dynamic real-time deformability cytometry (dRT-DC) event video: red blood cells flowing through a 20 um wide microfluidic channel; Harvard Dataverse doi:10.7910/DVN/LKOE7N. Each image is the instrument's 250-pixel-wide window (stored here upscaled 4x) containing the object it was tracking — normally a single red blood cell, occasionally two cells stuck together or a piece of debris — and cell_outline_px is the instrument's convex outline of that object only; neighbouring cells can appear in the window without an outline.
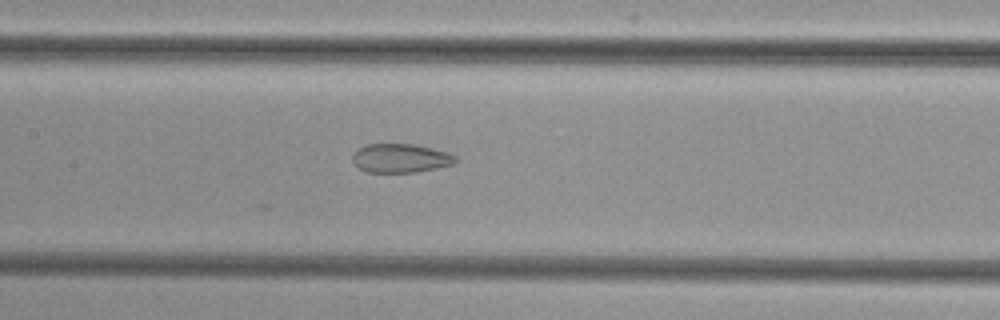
{"species": "common noctule bat (a hibernating species)", "species_latin": "Nyctalus noctula", "temperature_condition": "cold", "stored_images_in_passage": 37, "camera_frame_rate_fps": 3000, "um_per_image_px": 0.085, "animal": {"sex": "female", "body_mass_g": 29.2, "forearm_length_mm": 56.3}, "frame": {"image": 1, "passage_image": 19, "time_ms": 6.0, "image_size_px": [1000, 320], "cell_outline_px": [[456, 164], [416, 172], [368, 172], [360, 168], [352, 160], [352, 156], [360, 148], [368, 144], [412, 144], [432, 148], [448, 152], [456, 156]], "centroid_in_image_um": [34.09, 13.45], "position_along_channel_um": 173.3, "area_um2": 17.17}}
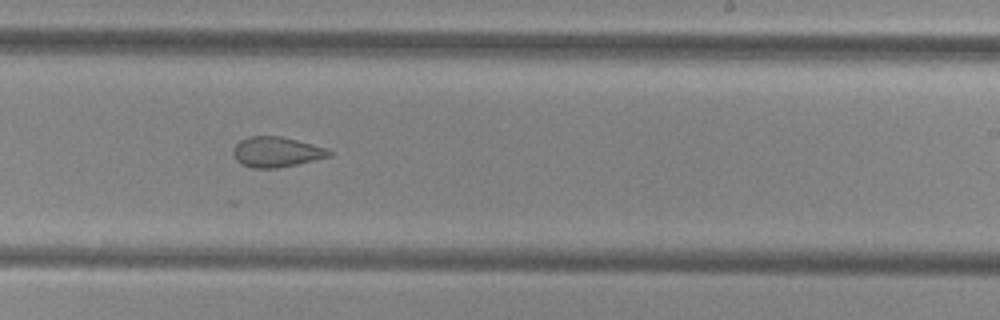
{"frame": {"image": 2, "passage_image": 26, "time_ms": 8.333, "image_size_px": [1000, 320], "cell_outline_px": [[332, 156], [296, 164], [276, 168], [252, 168], [236, 160], [232, 152], [232, 148], [240, 140], [248, 136], [280, 136], [328, 148], [332, 152]], "centroid_in_image_um": [23.49, 12.91], "position_along_channel_um": 265.5, "area_um2": 16.88}}
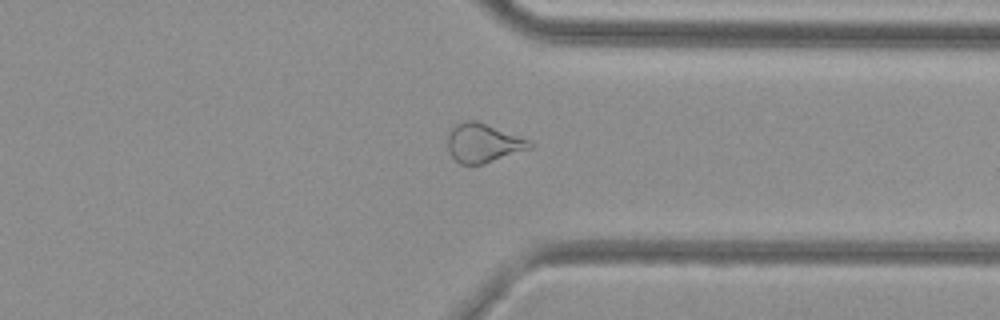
{"frame": {"image": 3, "passage_image": 34, "time_ms": 11.0, "image_size_px": [1000, 320], "cell_outline_px": [[532, 148], [484, 164], [460, 164], [448, 152], [448, 128], [452, 124], [464, 120], [476, 120], [528, 140], [532, 144]], "centroid_in_image_um": [41.0, 12.14], "position_along_channel_um": 370.4, "area_um2": 18.67}}